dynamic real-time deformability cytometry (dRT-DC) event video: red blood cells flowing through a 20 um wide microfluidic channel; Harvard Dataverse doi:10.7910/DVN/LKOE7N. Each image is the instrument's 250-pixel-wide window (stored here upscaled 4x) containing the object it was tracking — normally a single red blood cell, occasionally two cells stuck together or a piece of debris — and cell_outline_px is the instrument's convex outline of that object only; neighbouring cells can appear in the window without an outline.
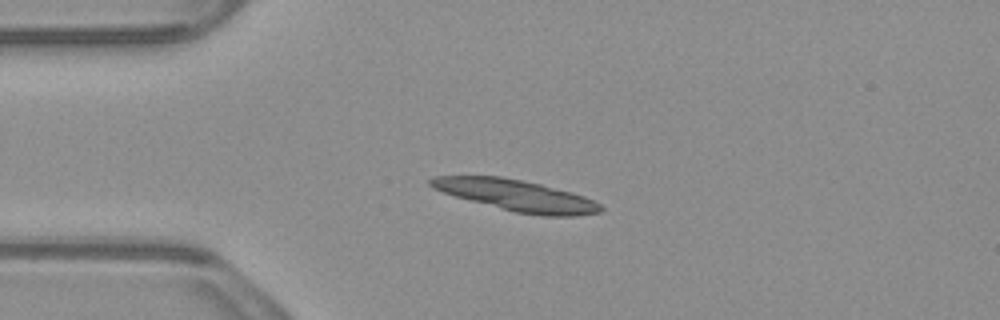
{"species": "common noctule bat (a hibernating species)", "species_latin": "Nyctalus noctula", "temperature_condition": "warm", "stored_images_in_passage": 42, "camera_frame_rate_fps": 3000, "um_per_image_px": 0.085, "animal": {"sex": "male", "body_mass_g": 23.1, "forearm_length_mm": 52.7}, "frame": {"image": 1, "passage_image": 1, "time_ms": 0.0, "image_size_px": [1000, 320], "cell_outline_px": [[604, 208], [600, 212], [576, 216], [540, 216], [516, 212], [456, 196], [432, 188], [428, 184], [428, 180], [436, 176], [500, 176], [540, 184], [572, 192], [584, 196], [600, 204]], "centroid_in_image_um": [43.92, 16.61], "position_along_channel_um": 41.1, "area_um2": 30.52}, "authors_computed_cell_mechanics": {"area_um2": 16.2129, "velocity_mm_per_s": 3.7772, "shape_relaxation_time_tau1_ms": 0.7408, "shape_relaxation_time_tau2_ms": 2.0514, "deformation_change_tau1": 0.2792, "deformation_change_tau2": 0.0775}}